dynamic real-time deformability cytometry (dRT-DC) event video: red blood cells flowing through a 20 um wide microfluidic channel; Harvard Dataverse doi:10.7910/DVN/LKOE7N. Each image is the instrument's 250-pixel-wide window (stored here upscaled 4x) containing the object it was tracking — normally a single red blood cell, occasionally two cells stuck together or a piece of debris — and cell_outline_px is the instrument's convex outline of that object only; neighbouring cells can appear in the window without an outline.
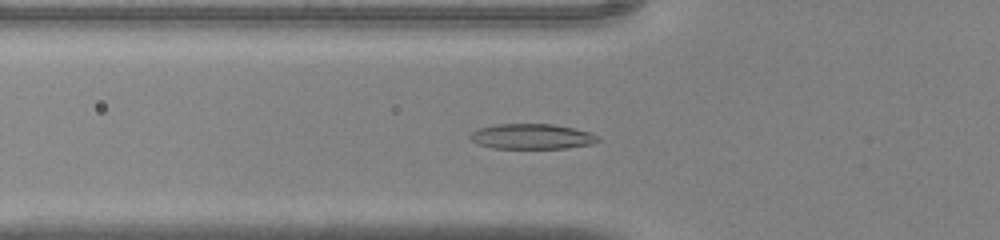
{"species": "common noctule bat (a hibernating species)", "species_latin": "Nyctalus noctula", "temperature_condition": "warm", "stored_images_in_passage": 43, "camera_frame_rate_fps": 3000, "um_per_image_px": 0.085, "animal": {"sex": "male", "body_mass_g": 20.0, "forearm_length_mm": 53.3}, "frame": {"image": 1, "passage_image": 15, "time_ms": 4.667, "image_size_px": [1000, 240], "cell_outline_px": [[600, 140], [592, 144], [568, 148], [492, 148], [476, 144], [468, 136], [476, 128], [496, 124], [552, 124], [592, 132], [600, 136]], "centroid_in_image_um": [45.2, 11.6], "position_along_channel_um": 80.6, "area_um2": 19.02}}
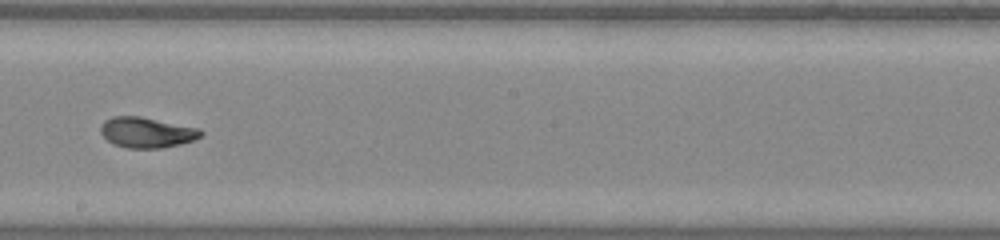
{"frame": {"image": 2, "passage_image": 25, "time_ms": 8.0, "image_size_px": [1000, 240], "cell_outline_px": [[204, 132], [200, 136], [192, 140], [180, 144], [160, 148], [128, 148], [112, 144], [100, 132], [100, 124], [104, 120], [112, 116], [140, 116], [200, 128]], "centroid_in_image_um": [12.44, 11.25], "position_along_channel_um": 235.8, "area_um2": 17.86}}
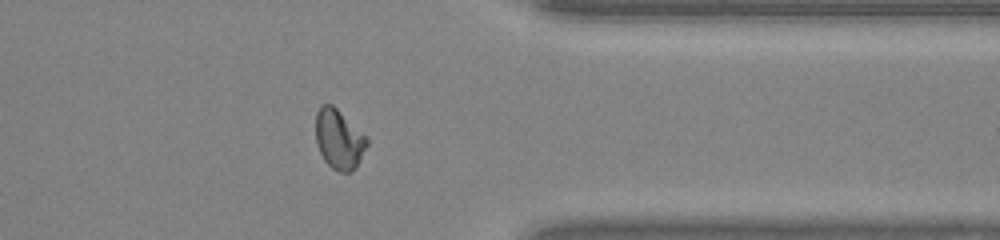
{"frame": {"image": 3, "passage_image": 35, "time_ms": 11.333, "image_size_px": [1000, 240], "cell_outline_px": [[368, 144], [360, 160], [352, 172], [340, 172], [332, 168], [324, 160], [316, 144], [316, 112], [320, 104], [332, 104], [368, 136]], "centroid_in_image_um": [28.82, 11.82], "position_along_channel_um": 382.6, "area_um2": 18.03}}